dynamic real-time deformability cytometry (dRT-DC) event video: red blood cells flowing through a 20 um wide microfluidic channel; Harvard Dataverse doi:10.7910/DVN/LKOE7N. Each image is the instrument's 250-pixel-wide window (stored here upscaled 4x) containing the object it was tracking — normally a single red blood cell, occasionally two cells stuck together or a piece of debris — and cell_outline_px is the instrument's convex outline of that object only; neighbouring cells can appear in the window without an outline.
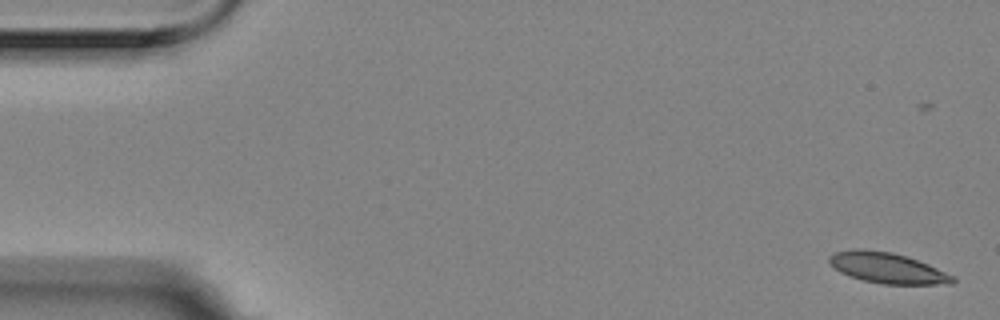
{"species": "Egyptian fruit bat (a non-hibernating species)", "species_latin": "Rousettus aegyptiacus", "temperature_condition": "room temperature", "stored_images_in_passage": 5, "camera_frame_rate_fps": 3000, "um_per_image_px": 0.085, "animal": {"sex": "female"}, "frame": {"image": 1, "passage_image": 1, "time_ms": 0.0, "image_size_px": [1000, 320], "cell_outline_px": [[956, 280], [952, 284], [884, 284], [864, 280], [840, 272], [828, 260], [828, 256], [836, 252], [852, 248], [860, 248], [892, 252], [908, 256], [928, 264], [956, 276]], "centroid_in_image_um": [75.47, 22.76], "position_along_channel_um": 9.5, "area_um2": 22.08}}
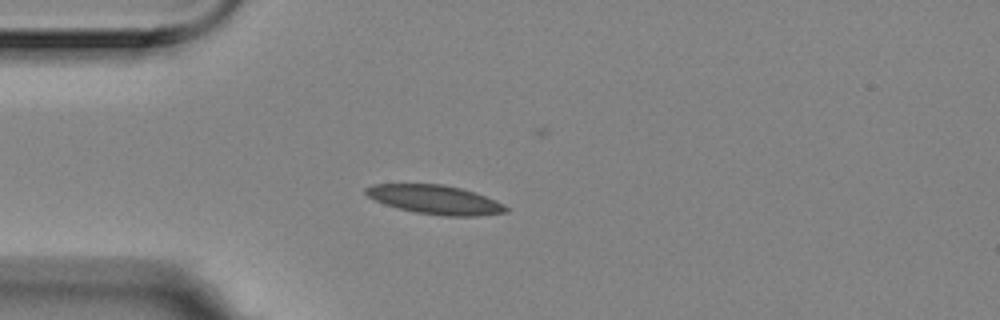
{"frame": {"image": 2, "passage_image": 4, "time_ms": 1.0, "image_size_px": [1000, 320], "cell_outline_px": [[508, 212], [476, 216], [444, 216], [416, 212], [384, 204], [368, 196], [364, 192], [364, 188], [372, 184], [440, 184], [460, 188], [476, 192], [504, 204], [508, 208]], "centroid_in_image_um": [36.99, 16.97], "position_along_channel_um": 48.0, "area_um2": 23.52}}